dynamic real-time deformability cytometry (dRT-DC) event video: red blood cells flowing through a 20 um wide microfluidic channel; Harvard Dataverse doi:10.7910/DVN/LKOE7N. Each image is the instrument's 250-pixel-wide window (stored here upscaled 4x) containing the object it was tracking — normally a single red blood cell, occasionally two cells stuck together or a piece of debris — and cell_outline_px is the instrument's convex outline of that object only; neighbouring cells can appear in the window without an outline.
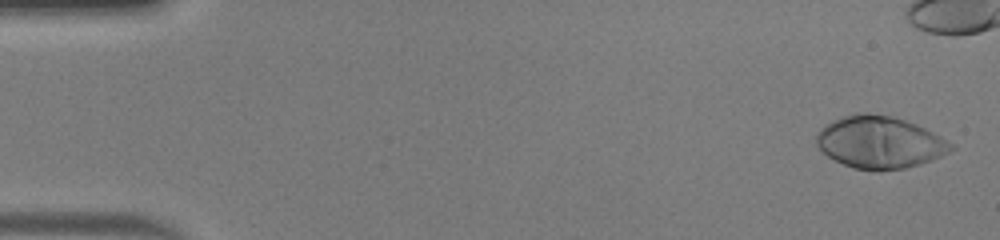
{"species": "human", "species_latin": "Homo sapiens", "temperature_condition": "warm", "stored_images_in_passage": 40, "camera_frame_rate_fps": 3000, "um_per_image_px": 0.085, "donor": {"sex": "male"}, "frame": {"image": 1, "passage_image": 2, "time_ms": 0.333, "image_size_px": [1000, 240], "cell_outline_px": [[956, 148], [932, 160], [920, 164], [904, 168], [876, 172], [852, 168], [828, 156], [816, 144], [816, 132], [824, 124], [832, 120], [844, 116], [864, 112], [868, 112], [892, 116], [916, 124], [940, 136], [952, 144]], "centroid_in_image_um": [74.75, 12.1], "position_along_channel_um": 10.3, "area_um2": 41.04}}
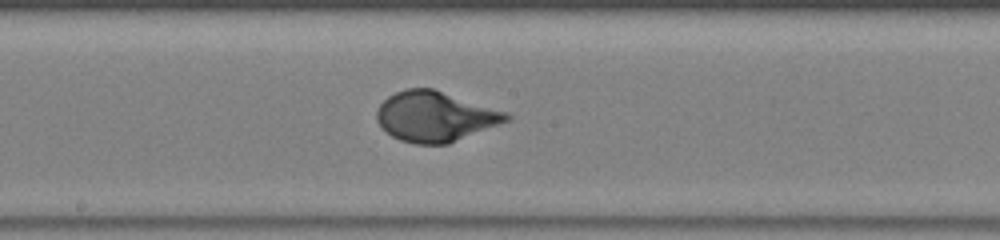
{"frame": {"image": 2, "passage_image": 27, "time_ms": 8.667, "image_size_px": [1000, 240], "cell_outline_px": [[512, 120], [448, 144], [416, 144], [400, 140], [392, 136], [376, 120], [376, 112], [380, 104], [388, 96], [396, 92], [408, 88], [432, 88], [508, 112], [512, 116]], "centroid_in_image_um": [37.03, 9.91], "position_along_channel_um": 211.2, "area_um2": 37.92}}
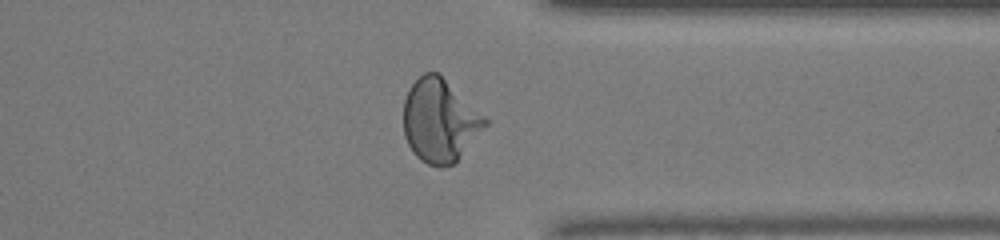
{"frame": {"image": 3, "passage_image": 39, "time_ms": 12.667, "image_size_px": [1000, 240], "cell_outline_px": [[488, 124], [456, 160], [452, 164], [440, 168], [428, 164], [420, 160], [416, 156], [408, 144], [404, 136], [404, 100], [408, 88], [424, 72], [436, 72], [484, 116], [488, 120]], "centroid_in_image_um": [37.34, 10.27], "position_along_channel_um": 374.1, "area_um2": 38.73}}